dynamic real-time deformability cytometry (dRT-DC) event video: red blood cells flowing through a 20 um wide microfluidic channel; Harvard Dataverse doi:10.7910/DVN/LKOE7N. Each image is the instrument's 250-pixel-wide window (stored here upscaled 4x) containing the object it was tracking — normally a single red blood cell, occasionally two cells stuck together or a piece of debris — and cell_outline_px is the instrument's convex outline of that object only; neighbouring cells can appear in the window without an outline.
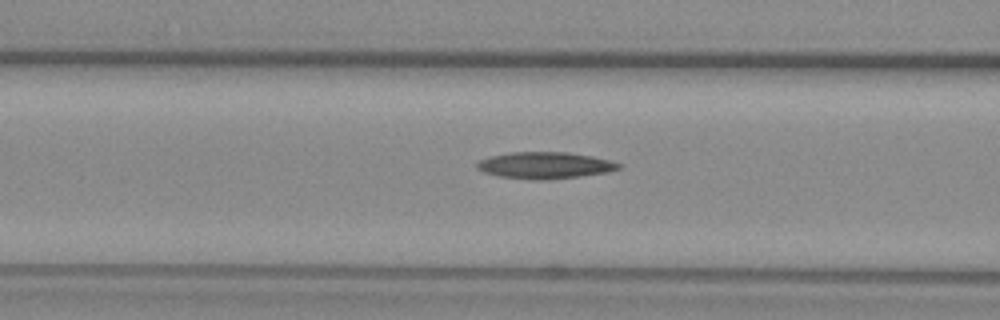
{"species": "common noctule bat (a hibernating species)", "species_latin": "Nyctalus noctula", "temperature_condition": "warm", "stored_images_in_passage": 31, "camera_frame_rate_fps": 3000, "um_per_image_px": 0.085, "animal": {"sex": "female", "body_mass_g": 29.2, "forearm_length_mm": 56.3}, "frame": {"image": 1, "passage_image": 8, "time_ms": 2.333, "image_size_px": [1000, 320], "cell_outline_px": [[624, 164], [620, 168], [608, 172], [580, 176], [548, 180], [532, 180], [500, 176], [484, 172], [476, 168], [476, 164], [480, 160], [492, 156], [512, 152], [568, 152], [592, 156]], "centroid_in_image_um": [46.35, 14.06], "position_along_channel_um": 120.3, "area_um2": 21.96}}
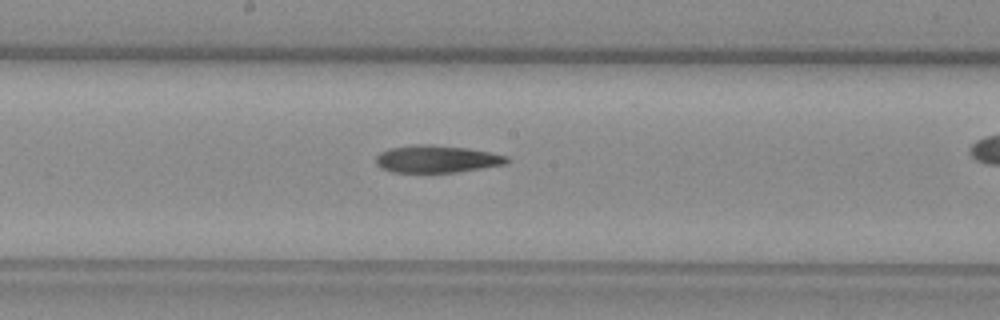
{"frame": {"image": 2, "passage_image": 15, "time_ms": 4.667, "image_size_px": [1000, 320], "cell_outline_px": [[508, 164], [456, 172], [392, 172], [380, 168], [376, 164], [376, 156], [380, 152], [388, 148], [412, 144], [432, 144], [468, 148], [508, 156]], "centroid_in_image_um": [37.09, 13.51], "position_along_channel_um": 211.1, "area_um2": 21.04}}
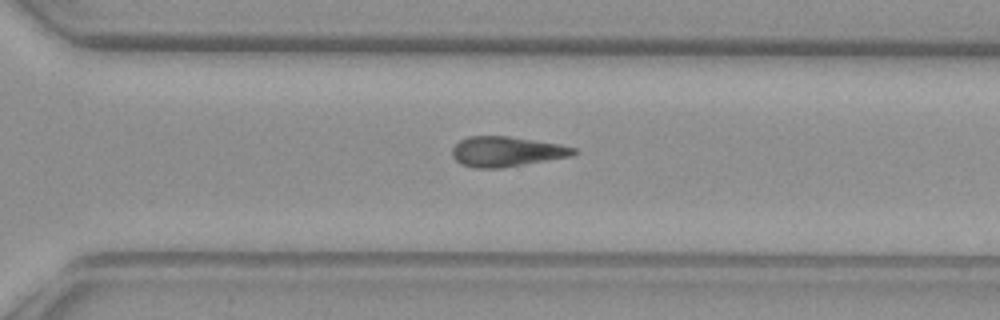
{"frame": {"image": 3, "passage_image": 24, "time_ms": 7.667, "image_size_px": [1000, 320], "cell_outline_px": [[576, 152], [572, 156], [504, 168], [472, 168], [460, 164], [452, 156], [452, 148], [460, 140], [468, 136], [508, 136], [560, 144], [576, 148]], "centroid_in_image_um": [43.03, 12.89], "position_along_channel_um": 327.6, "area_um2": 21.44}, "authors_computed_cell_mechanics": {"area_um2": 21.0392, "velocity_mm_per_s": 3.8995, "shape_relaxation_time_tau1_ms": 9.7898, "shape_relaxation_time_tau2_ms": null, "deformation_change_tau1": 0.2201, "deformation_change_tau2": null}}